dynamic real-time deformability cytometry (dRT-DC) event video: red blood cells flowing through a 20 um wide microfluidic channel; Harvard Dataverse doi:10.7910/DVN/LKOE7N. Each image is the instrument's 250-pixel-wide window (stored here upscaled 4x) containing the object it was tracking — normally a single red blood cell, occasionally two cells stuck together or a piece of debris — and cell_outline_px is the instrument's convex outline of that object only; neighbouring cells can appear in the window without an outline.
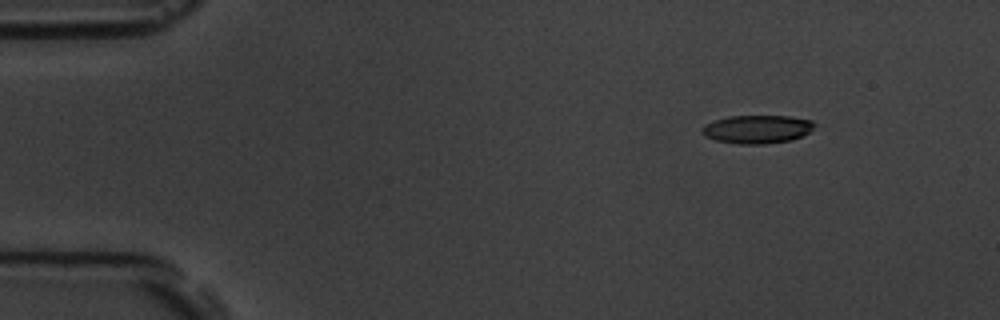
{"species": "common noctule bat (a hibernating species)", "species_latin": "Nyctalus noctula", "temperature_condition": "room temperature", "stored_images_in_passage": 4, "camera_frame_rate_fps": 3000, "um_per_image_px": 0.085, "animal": {"sex": "male", "body_mass_g": 19.5, "forearm_length_mm": 54.6}, "frame": {"image": 1, "passage_image": 1, "time_ms": 0.0, "image_size_px": [1000, 320], "cell_outline_px": [[816, 124], [808, 132], [792, 140], [764, 144], [740, 144], [716, 140], [704, 136], [700, 132], [700, 128], [704, 124], [728, 116], [788, 116], [812, 120]], "centroid_in_image_um": [64.32, 10.98], "position_along_channel_um": 20.7, "area_um2": 18.55}}
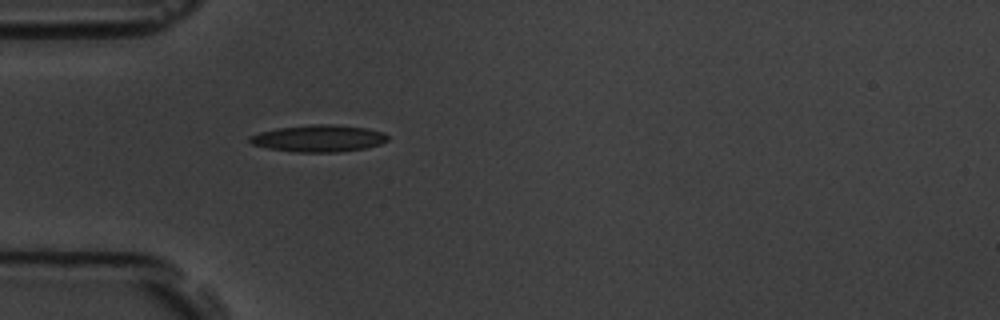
{"frame": {"image": 2, "passage_image": 4, "time_ms": 3.333, "image_size_px": [1000, 320], "cell_outline_px": [[388, 140], [380, 144], [364, 148], [336, 152], [296, 152], [268, 148], [252, 144], [248, 140], [248, 136], [260, 132], [276, 128], [312, 124], [332, 124], [368, 128], [384, 132], [388, 136]], "centroid_in_image_um": [27.08, 11.75], "position_along_channel_um": 57.9, "area_um2": 21.68}}